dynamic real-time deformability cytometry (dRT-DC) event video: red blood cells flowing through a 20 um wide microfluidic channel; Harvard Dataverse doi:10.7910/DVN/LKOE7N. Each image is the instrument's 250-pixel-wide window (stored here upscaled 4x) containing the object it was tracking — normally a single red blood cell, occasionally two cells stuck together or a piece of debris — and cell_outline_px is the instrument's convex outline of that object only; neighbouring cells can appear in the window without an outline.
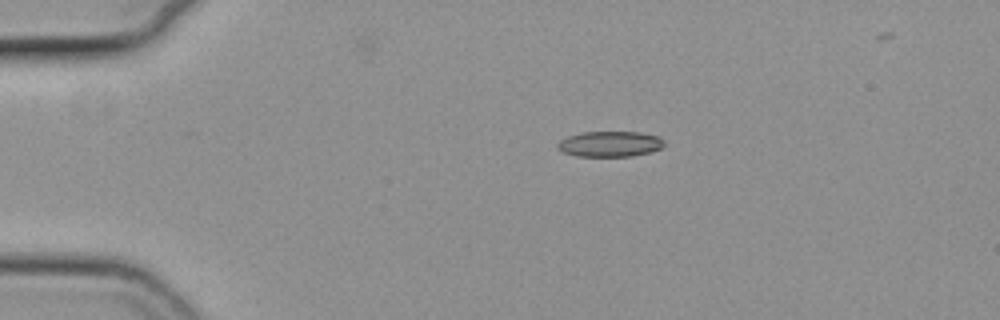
{"species": "common noctule bat (a hibernating species)", "species_latin": "Nyctalus noctula", "temperature_condition": "cold", "stored_images_in_passage": 42, "camera_frame_rate_fps": 3000, "um_per_image_px": 0.085, "animal": {"sex": "female", "body_mass_g": 19.3, "forearm_length_mm": 54.1}, "frame": {"image": 1, "passage_image": 1, "time_ms": 0.0, "image_size_px": [1000, 320], "cell_outline_px": [[664, 144], [660, 148], [648, 152], [632, 156], [576, 156], [560, 152], [556, 148], [556, 144], [560, 140], [568, 136], [584, 132], [640, 132], [660, 136], [664, 140]], "centroid_in_image_um": [51.81, 12.24], "position_along_channel_um": 33.2, "area_um2": 15.95}}
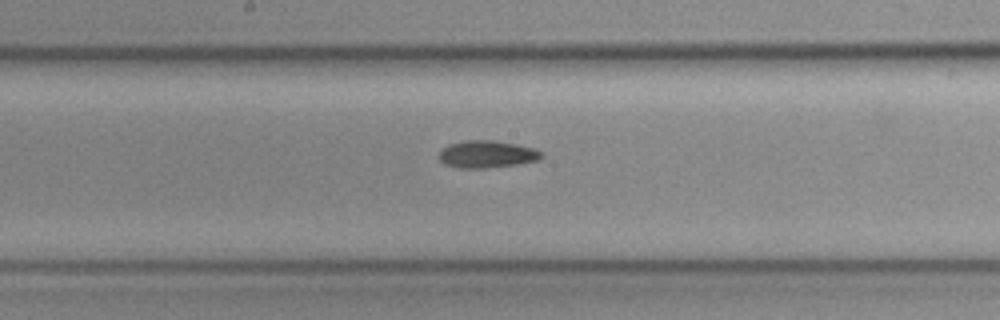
{"frame": {"image": 2, "passage_image": 19, "time_ms": 6.0, "image_size_px": [1000, 320], "cell_outline_px": [[544, 156], [536, 160], [516, 164], [484, 168], [460, 168], [444, 164], [440, 160], [440, 152], [448, 144], [464, 140], [492, 140], [516, 144], [532, 148], [540, 152]], "centroid_in_image_um": [41.35, 13.1], "position_along_channel_um": 206.9, "area_um2": 16.01}}
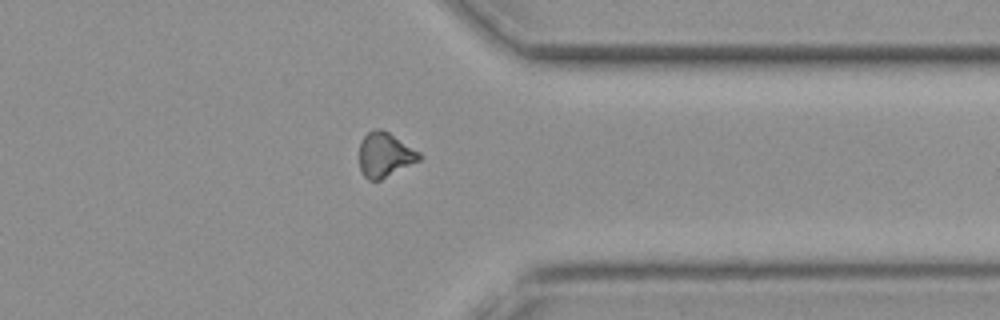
{"frame": {"image": 3, "passage_image": 33, "time_ms": 10.667, "image_size_px": [1000, 320], "cell_outline_px": [[420, 160], [380, 180], [368, 180], [360, 172], [360, 140], [368, 132], [376, 128], [380, 128], [388, 132], [420, 152]], "centroid_in_image_um": [32.69, 13.16], "position_along_channel_um": 378.7, "area_um2": 15.49}}